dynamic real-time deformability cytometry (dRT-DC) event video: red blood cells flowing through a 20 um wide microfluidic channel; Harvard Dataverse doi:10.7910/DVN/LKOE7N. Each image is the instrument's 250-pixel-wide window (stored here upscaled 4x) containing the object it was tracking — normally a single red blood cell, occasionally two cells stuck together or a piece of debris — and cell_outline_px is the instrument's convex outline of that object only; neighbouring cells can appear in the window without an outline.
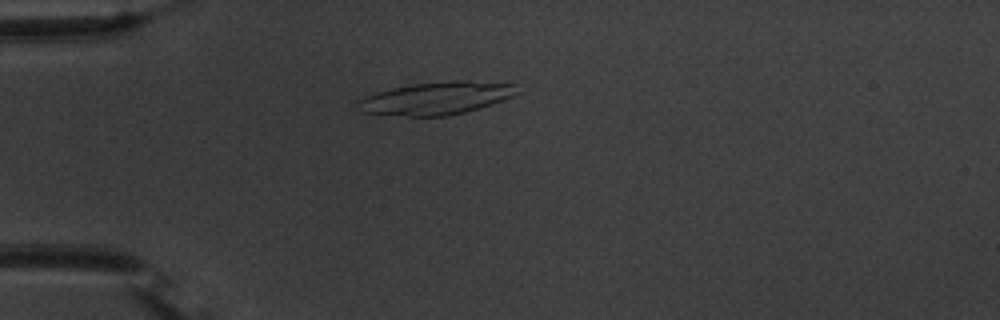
{"species": "common noctule bat (a hibernating species)", "species_latin": "Nyctalus noctula", "temperature_condition": "warm", "stored_images_in_passage": 47, "camera_frame_rate_fps": 3000, "um_per_image_px": 0.085, "animal": {"sex": "male", "body_mass_g": 20.1, "forearm_length_mm": 53.5}, "frame": {"image": 1, "passage_image": 8, "time_ms": 2.333, "image_size_px": [1000, 320], "cell_outline_px": [[516, 92], [512, 96], [464, 112], [448, 116], [412, 116], [360, 112], [356, 108], [356, 100], [364, 96], [376, 92], [392, 88], [416, 84], [456, 80], [468, 80], [516, 84]], "centroid_in_image_um": [37.0, 8.34], "position_along_channel_um": 48.0, "area_um2": 29.94}}
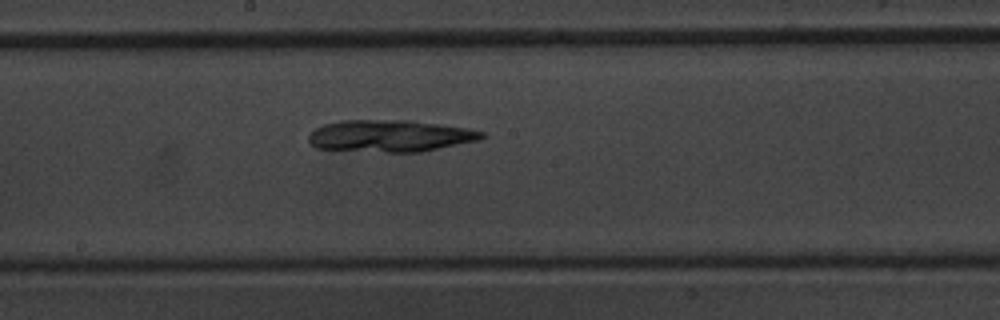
{"frame": {"image": 2, "passage_image": 23, "time_ms": 7.333, "image_size_px": [1000, 320], "cell_outline_px": [[488, 136], [480, 140], [420, 152], [388, 152], [316, 148], [308, 140], [308, 136], [316, 128], [324, 124], [340, 120], [412, 120], [468, 128], [484, 132]], "centroid_in_image_um": [33.21, 11.54], "position_along_channel_um": 215.0, "area_um2": 32.25}}
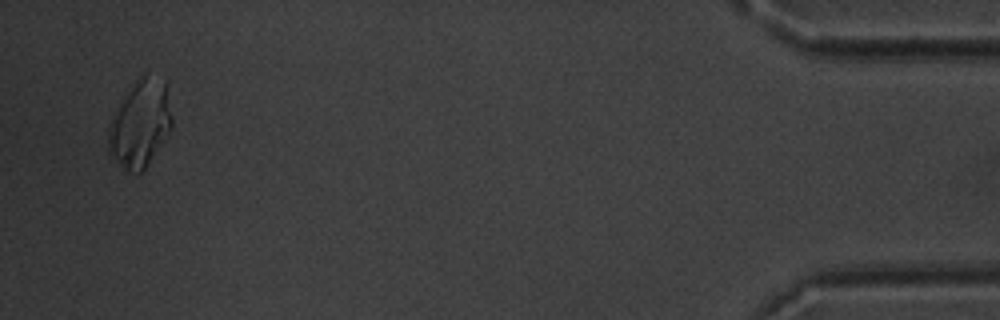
{"frame": {"image": 3, "passage_image": 46, "time_ms": 15.0, "image_size_px": [1000, 320], "cell_outline_px": [[172, 128], [148, 164], [140, 172], [124, 168], [108, 152], [108, 124], [120, 100], [136, 80], [140, 76], [144, 76], [168, 80], [172, 120]], "centroid_in_image_um": [11.93, 10.46], "position_along_channel_um": 423.3, "area_um2": 32.19}}